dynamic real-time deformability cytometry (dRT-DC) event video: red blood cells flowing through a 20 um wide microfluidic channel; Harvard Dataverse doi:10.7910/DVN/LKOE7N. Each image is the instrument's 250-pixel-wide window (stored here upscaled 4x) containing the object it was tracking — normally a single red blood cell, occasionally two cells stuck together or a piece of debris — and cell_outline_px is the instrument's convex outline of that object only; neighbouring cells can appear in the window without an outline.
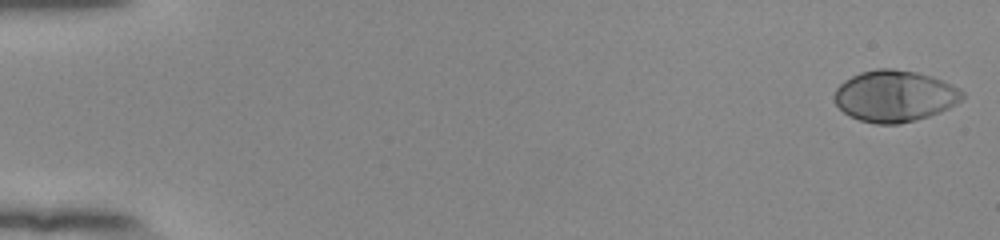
{"species": "human", "species_latin": "Homo sapiens", "temperature_condition": "room temperature", "stored_images_in_passage": 54, "camera_frame_rate_fps": 3000, "um_per_image_px": 0.085, "donor": {"sex": "female"}, "frame": {"image": 1, "passage_image": 1, "time_ms": 0.0, "image_size_px": [1000, 240], "cell_outline_px": [[964, 96], [956, 104], [940, 112], [916, 120], [900, 124], [876, 124], [860, 120], [848, 116], [832, 100], [832, 96], [836, 88], [844, 80], [860, 72], [876, 68], [892, 68], [916, 72], [932, 76], [960, 88], [964, 92]], "centroid_in_image_um": [76.02, 8.16], "position_along_channel_um": 9.0, "area_um2": 38.67}}
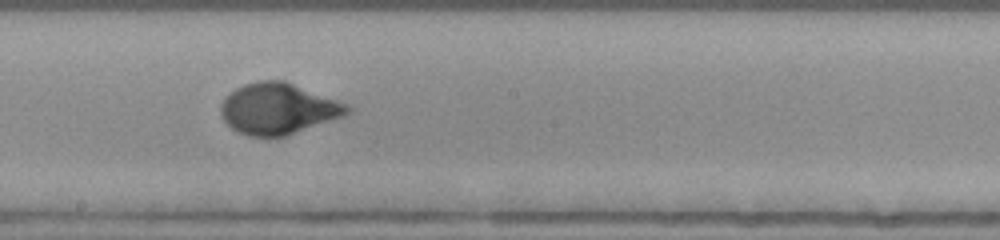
{"frame": {"image": 2, "passage_image": 31, "time_ms": 10.0, "image_size_px": [1000, 240], "cell_outline_px": [[352, 108], [344, 116], [284, 136], [248, 136], [232, 128], [224, 120], [220, 112], [220, 104], [224, 96], [236, 88], [244, 84], [260, 80], [284, 80], [348, 104]], "centroid_in_image_um": [23.62, 9.22], "position_along_channel_um": 224.6, "area_um2": 37.45}}
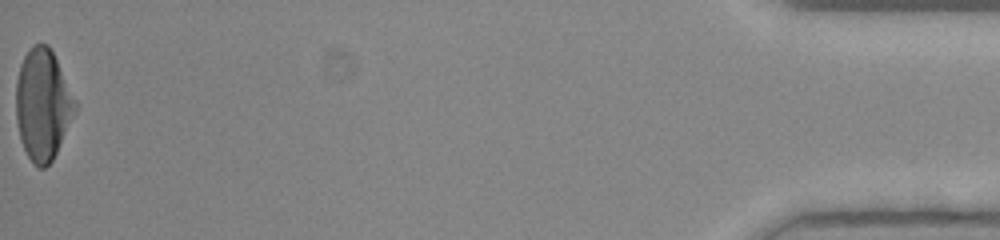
{"frame": {"image": 3, "passage_image": 54, "time_ms": 17.667, "image_size_px": [1000, 240], "cell_outline_px": [[76, 112], [52, 160], [44, 168], [40, 168], [32, 164], [20, 140], [16, 120], [16, 80], [20, 64], [28, 48], [32, 44], [48, 44], [56, 60], [76, 104]], "centroid_in_image_um": [3.6, 8.9], "position_along_channel_um": 431.6, "area_um2": 37.86}, "authors_computed_cell_mechanics": {"area_um2": 37.0209, "velocity_mm_per_s": 3.8829, "shape_relaxation_time_tau1_ms": 3.8001, "shape_relaxation_time_tau2_ms": null, "deformation_change_tau1": 0.2181, "deformation_change_tau2": null}}